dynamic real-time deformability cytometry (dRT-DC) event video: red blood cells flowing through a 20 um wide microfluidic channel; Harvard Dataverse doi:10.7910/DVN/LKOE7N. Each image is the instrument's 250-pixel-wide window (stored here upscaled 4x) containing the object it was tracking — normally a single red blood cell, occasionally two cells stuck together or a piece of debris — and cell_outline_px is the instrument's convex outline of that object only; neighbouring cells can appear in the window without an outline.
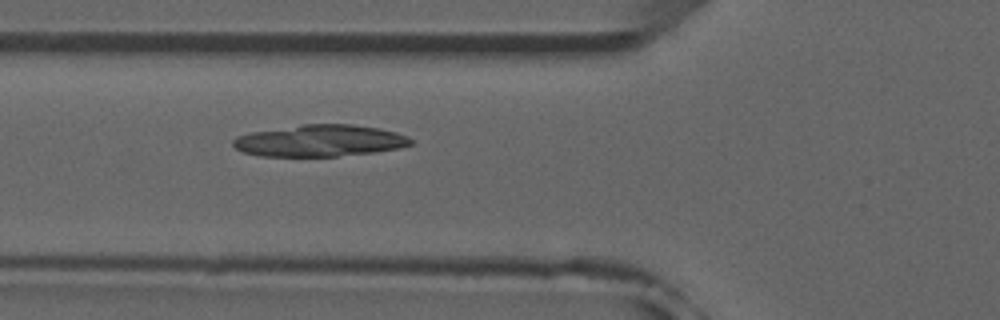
{"species": "common noctule bat (a hibernating species)", "species_latin": "Nyctalus noctula", "temperature_condition": "room temperature", "stored_images_in_passage": 24, "camera_frame_rate_fps": 3000, "um_per_image_px": 0.085, "animal": {"sex": "male", "forearm_length_mm": 52.5}, "frame": {"image": 1, "passage_image": 10, "time_ms": 3.0, "image_size_px": [1000, 320], "cell_outline_px": [[412, 144], [400, 148], [376, 152], [336, 156], [260, 156], [244, 152], [236, 148], [232, 144], [232, 140], [236, 136], [252, 132], [304, 124], [352, 124], [380, 128], [396, 132], [408, 136], [412, 140]], "centroid_in_image_um": [27.21, 11.96], "position_along_channel_um": 98.6, "area_um2": 32.83}}